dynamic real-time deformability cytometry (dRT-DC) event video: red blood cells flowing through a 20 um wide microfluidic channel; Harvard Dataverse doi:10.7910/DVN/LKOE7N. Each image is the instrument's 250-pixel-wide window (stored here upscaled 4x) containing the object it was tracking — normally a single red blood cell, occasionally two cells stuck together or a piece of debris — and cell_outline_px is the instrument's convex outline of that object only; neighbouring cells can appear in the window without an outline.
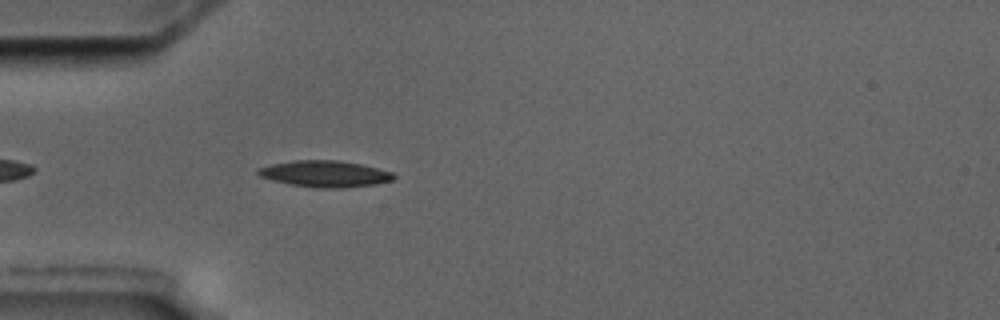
{"species": "common noctule bat (a hibernating species)", "species_latin": "Nyctalus noctula", "temperature_condition": "cold", "stored_images_in_passage": 5, "camera_frame_rate_fps": 3000, "um_per_image_px": 0.085, "animal": {"sex": "male", "body_mass_g": 17.5, "forearm_length_mm": 52.3}, "frame": {"image": 1, "passage_image": 5, "time_ms": 4.667, "image_size_px": [1000, 320], "cell_outline_px": [[396, 176], [392, 180], [376, 184], [344, 188], [316, 188], [288, 184], [272, 180], [260, 176], [256, 172], [256, 168], [272, 164], [292, 160], [340, 160], [360, 164], [392, 172]], "centroid_in_image_um": [27.59, 14.78], "position_along_channel_um": 57.4, "area_um2": 20.98}}